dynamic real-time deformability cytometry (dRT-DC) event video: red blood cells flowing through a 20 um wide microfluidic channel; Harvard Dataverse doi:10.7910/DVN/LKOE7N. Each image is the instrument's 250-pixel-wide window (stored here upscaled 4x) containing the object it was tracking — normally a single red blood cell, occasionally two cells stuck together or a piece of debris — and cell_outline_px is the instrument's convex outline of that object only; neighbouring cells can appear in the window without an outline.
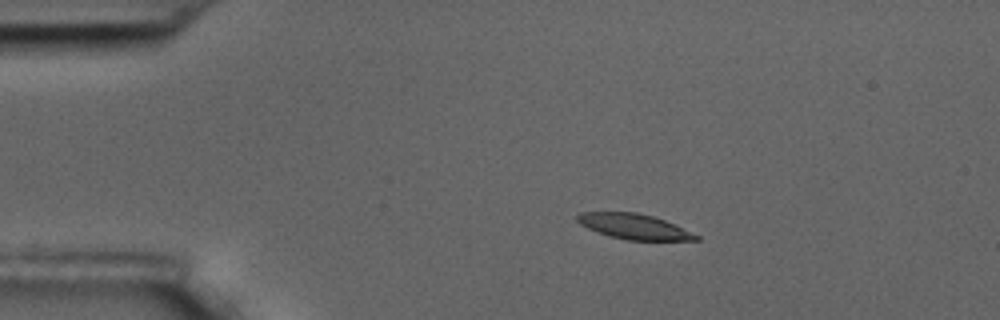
{"species": "common noctule bat (a hibernating species)", "species_latin": "Nyctalus noctula", "temperature_condition": "room temperature", "stored_images_in_passage": 5, "camera_frame_rate_fps": 3000, "um_per_image_px": 0.085, "animal": {"sex": "male", "body_mass_g": 17.5, "forearm_length_mm": 52.3}, "frame": {"image": 1, "passage_image": 3, "time_ms": 0.667, "image_size_px": [1000, 320], "cell_outline_px": [[700, 240], [628, 240], [608, 236], [588, 228], [580, 224], [576, 220], [576, 216], [580, 212], [636, 212], [652, 216], [664, 220], [700, 236]], "centroid_in_image_um": [53.86, 19.25], "position_along_channel_um": 31.1, "area_um2": 17.34}}
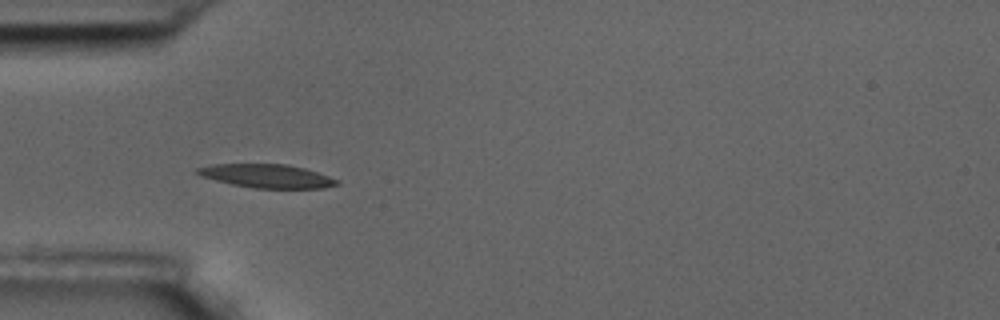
{"frame": {"image": 2, "passage_image": 5, "time_ms": 1.333, "image_size_px": [1000, 320], "cell_outline_px": [[340, 184], [324, 188], [252, 188], [232, 184], [200, 176], [192, 172], [196, 168], [212, 164], [288, 164], [304, 168], [340, 180]], "centroid_in_image_um": [22.66, 14.96], "position_along_channel_um": 62.3, "area_um2": 19.25}}